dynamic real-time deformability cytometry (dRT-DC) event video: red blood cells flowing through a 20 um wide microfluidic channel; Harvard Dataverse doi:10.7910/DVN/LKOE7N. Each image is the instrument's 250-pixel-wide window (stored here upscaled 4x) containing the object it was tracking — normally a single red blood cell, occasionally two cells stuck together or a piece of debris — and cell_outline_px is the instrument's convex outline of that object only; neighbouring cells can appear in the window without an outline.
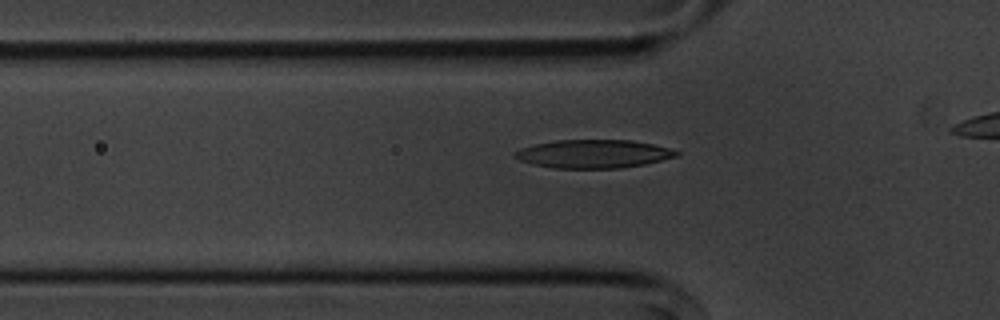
{"species": "common noctule bat (a hibernating species)", "species_latin": "Nyctalus noctula", "temperature_condition": "cold", "stored_images_in_passage": 26, "camera_frame_rate_fps": 3000, "um_per_image_px": 0.085, "animal": {"sex": "male", "body_mass_g": 20.1, "forearm_length_mm": 53.5}, "frame": {"image": 1, "passage_image": 3, "time_ms": 0.667, "image_size_px": [1000, 320], "cell_outline_px": [[680, 152], [676, 156], [644, 164], [620, 168], [552, 168], [532, 164], [520, 160], [512, 156], [520, 148], [536, 144], [556, 140], [632, 140], [652, 144], [668, 148]], "centroid_in_image_um": [50.41, 13.08], "position_along_channel_um": 75.4, "area_um2": 26.47}}
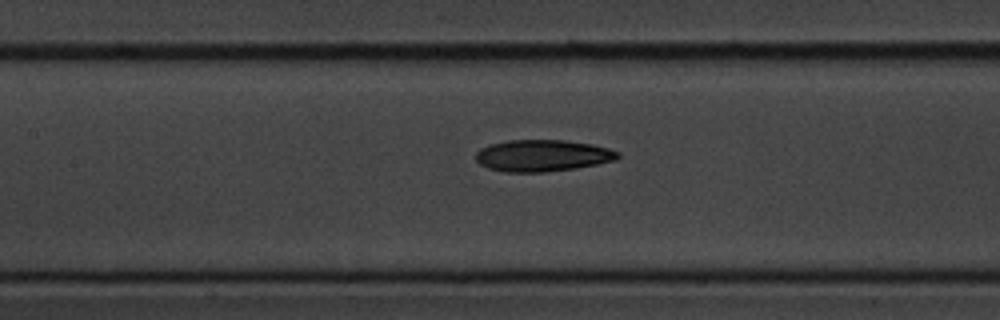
{"frame": {"image": 2, "passage_image": 10, "time_ms": 3.0, "image_size_px": [1000, 320], "cell_outline_px": [[620, 156], [616, 160], [576, 168], [544, 172], [504, 172], [488, 168], [480, 164], [476, 160], [476, 152], [480, 148], [488, 144], [508, 140], [564, 140], [592, 144], [608, 148], [620, 152]], "centroid_in_image_um": [46.1, 13.22], "position_along_channel_um": 161.3, "area_um2": 26.36}}
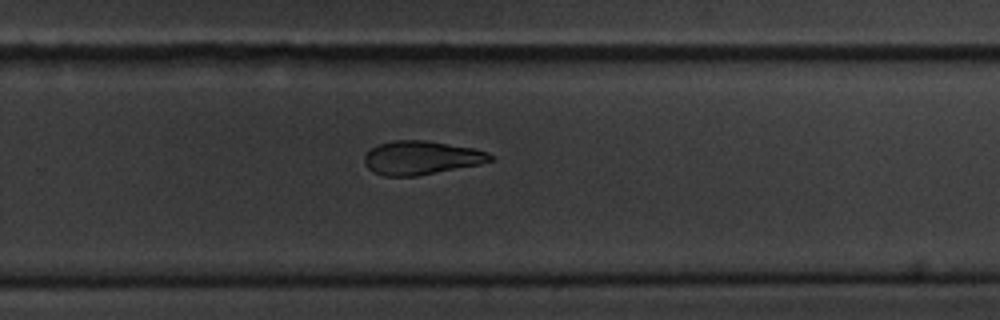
{"frame": {"image": 3, "passage_image": 21, "time_ms": 6.667, "image_size_px": [1000, 320], "cell_outline_px": [[496, 160], [480, 164], [416, 176], [384, 176], [372, 172], [364, 164], [364, 156], [372, 148], [380, 144], [396, 140], [424, 140], [472, 148], [488, 152]], "centroid_in_image_um": [35.81, 13.42], "position_along_channel_um": 294.0, "area_um2": 24.57}}